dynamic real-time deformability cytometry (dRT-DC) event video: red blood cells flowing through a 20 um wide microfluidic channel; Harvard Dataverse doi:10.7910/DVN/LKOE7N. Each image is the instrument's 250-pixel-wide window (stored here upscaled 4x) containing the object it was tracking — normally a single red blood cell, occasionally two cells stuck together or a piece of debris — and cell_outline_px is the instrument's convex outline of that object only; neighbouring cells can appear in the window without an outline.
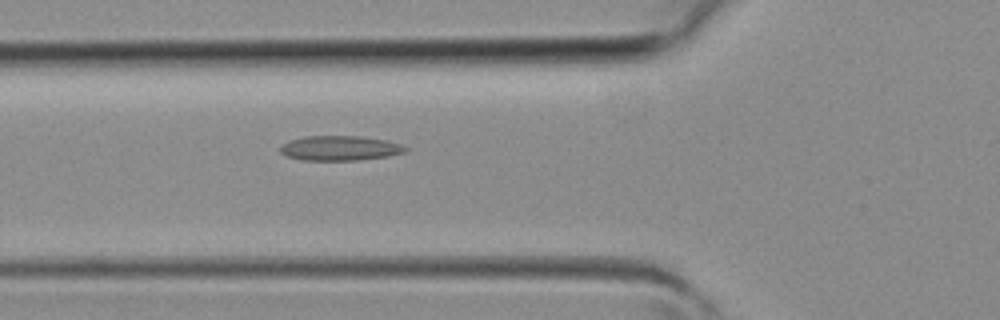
{"species": "common noctule bat (a hibernating species)", "species_latin": "Nyctalus noctula", "temperature_condition": "room temperature", "stored_images_in_passage": 5, "camera_frame_rate_fps": 3000, "um_per_image_px": 0.085, "animal": {"sex": "female", "body_mass_g": 19.3, "forearm_length_mm": 54.1}, "frame": {"image": 1, "passage_image": 5, "time_ms": 1.333, "image_size_px": [1000, 320], "cell_outline_px": [[408, 148], [404, 152], [388, 156], [356, 160], [304, 160], [288, 156], [280, 152], [280, 148], [284, 144], [292, 140], [304, 136], [360, 136], [384, 140], [400, 144]], "centroid_in_image_um": [28.9, 12.59], "position_along_channel_um": 96.9, "area_um2": 17.74}}